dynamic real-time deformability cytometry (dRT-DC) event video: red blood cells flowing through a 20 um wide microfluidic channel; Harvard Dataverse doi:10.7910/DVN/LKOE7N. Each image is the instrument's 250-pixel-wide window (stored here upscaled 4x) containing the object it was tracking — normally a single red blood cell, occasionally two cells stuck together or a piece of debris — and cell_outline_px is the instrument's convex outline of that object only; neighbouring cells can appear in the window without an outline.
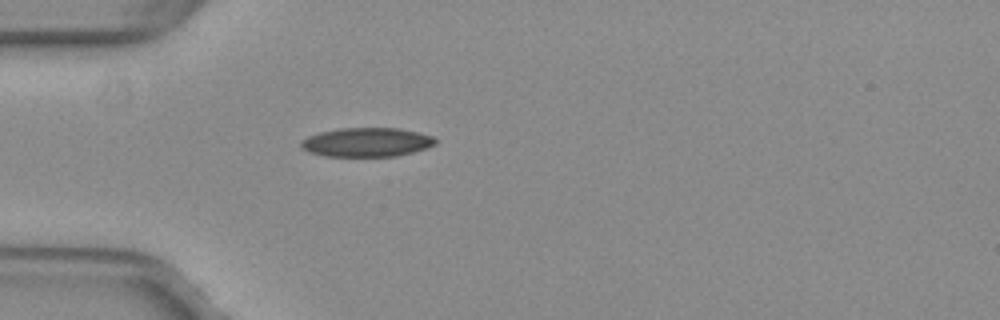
{"species": "common noctule bat (a hibernating species)", "species_latin": "Nyctalus noctula", "temperature_condition": "warm", "stored_images_in_passage": 37, "camera_frame_rate_fps": 3000, "um_per_image_px": 0.085, "animal": {"sex": "female", "body_mass_g": 29.2, "forearm_length_mm": 56.3}, "frame": {"image": 1, "passage_image": 1, "time_ms": 0.0, "image_size_px": [1000, 320], "cell_outline_px": [[436, 144], [412, 152], [396, 156], [324, 156], [308, 152], [300, 148], [300, 140], [308, 136], [320, 132], [340, 128], [400, 128], [432, 136], [436, 140]], "centroid_in_image_um": [31.11, 12.09], "position_along_channel_um": 53.9, "area_um2": 22.72}}
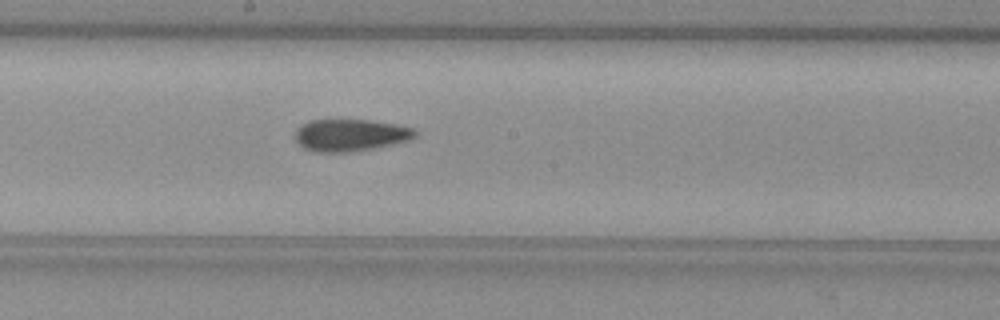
{"frame": {"image": 2, "passage_image": 14, "time_ms": 4.333, "image_size_px": [1000, 320], "cell_outline_px": [[416, 136], [408, 140], [392, 144], [372, 148], [348, 152], [316, 152], [304, 148], [296, 140], [296, 128], [300, 124], [312, 120], [332, 116], [372, 120], [396, 124], [412, 128], [416, 132]], "centroid_in_image_um": [29.72, 11.42], "position_along_channel_um": 218.5, "area_um2": 23.12}}
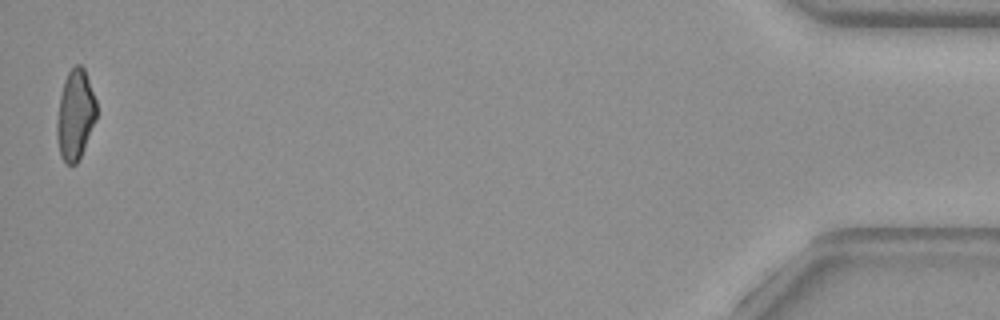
{"frame": {"image": 3, "passage_image": 37, "time_ms": 12.0, "image_size_px": [1000, 320], "cell_outline_px": [[96, 120], [80, 156], [76, 164], [64, 164], [60, 156], [56, 136], [56, 124], [60, 96], [64, 80], [68, 72], [76, 64], [80, 64], [84, 68], [96, 100]], "centroid_in_image_um": [6.38, 9.77], "position_along_channel_um": 428.8, "area_um2": 20.75}, "authors_computed_cell_mechanics": {"area_um2": 22.3108, "velocity_mm_per_s": 4.0027, "shape_relaxation_time_tau1_ms": 8.2519, "shape_relaxation_time_tau2_ms": 3.055, "deformation_change_tau1": 0.1965, "deformation_change_tau2": 0.0917}}